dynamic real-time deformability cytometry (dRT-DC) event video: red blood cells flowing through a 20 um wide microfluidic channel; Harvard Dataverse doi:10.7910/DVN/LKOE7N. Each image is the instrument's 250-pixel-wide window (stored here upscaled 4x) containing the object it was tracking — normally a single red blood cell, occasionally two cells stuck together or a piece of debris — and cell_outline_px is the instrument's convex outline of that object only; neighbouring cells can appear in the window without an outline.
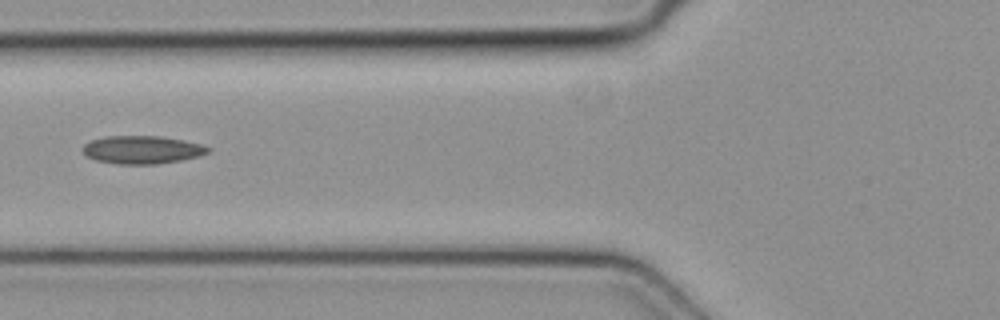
{"species": "common noctule bat (a hibernating species)", "species_latin": "Nyctalus noctula", "temperature_condition": "cold", "stored_images_in_passage": 2, "camera_frame_rate_fps": 3000, "um_per_image_px": 0.085, "animal": {"sex": "female", "body_mass_g": 19.3, "forearm_length_mm": 54.1}, "frame": {"image": 1, "passage_image": 2, "time_ms": 0.333, "image_size_px": [1000, 320], "cell_outline_px": [[212, 148], [208, 152], [196, 156], [180, 160], [156, 164], [116, 164], [96, 160], [88, 156], [84, 152], [84, 144], [92, 140], [104, 136], [160, 136], [184, 140], [204, 144]], "centroid_in_image_um": [12.1, 12.72], "position_along_channel_um": 113.7, "area_um2": 20.35}}